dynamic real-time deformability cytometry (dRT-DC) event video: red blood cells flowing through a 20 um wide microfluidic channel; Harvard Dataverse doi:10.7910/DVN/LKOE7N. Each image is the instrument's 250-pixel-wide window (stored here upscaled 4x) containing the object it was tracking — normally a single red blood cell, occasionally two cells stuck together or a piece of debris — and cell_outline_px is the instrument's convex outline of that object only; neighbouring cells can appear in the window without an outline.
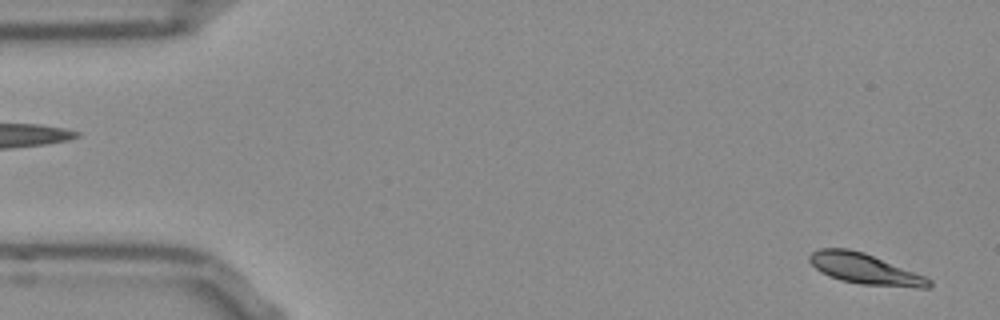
{"species": "Egyptian fruit bat (a non-hibernating species)", "species_latin": "Rousettus aegyptiacus", "temperature_condition": "room temperature", "stored_images_in_passage": 54, "segment_of_instrument_passage": [1, 2], "camera_frame_rate_fps": 3000, "um_per_image_px": 0.085, "frame": {"image": 1, "passage_image": 2, "time_ms": 0.333, "image_size_px": [1000, 320], "cell_outline_px": [[932, 284], [928, 288], [916, 288], [860, 284], [840, 280], [828, 276], [820, 272], [808, 260], [808, 256], [812, 252], [820, 248], [848, 248], [864, 252], [924, 276], [932, 280]], "centroid_in_image_um": [73.49, 22.86], "position_along_channel_um": 11.5, "area_um2": 21.33}}
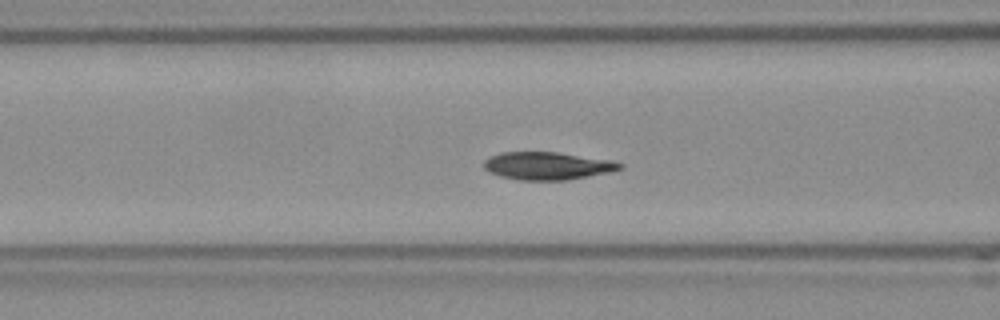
{"frame": {"image": 2, "passage_image": 20, "time_ms": 6.333, "image_size_px": [1000, 320], "cell_outline_px": [[624, 168], [612, 172], [568, 180], [520, 180], [500, 176], [484, 168], [484, 160], [500, 152], [556, 152], [612, 160], [624, 164]], "centroid_in_image_um": [46.59, 14.1], "position_along_channel_um": 120.0, "area_um2": 22.02}}
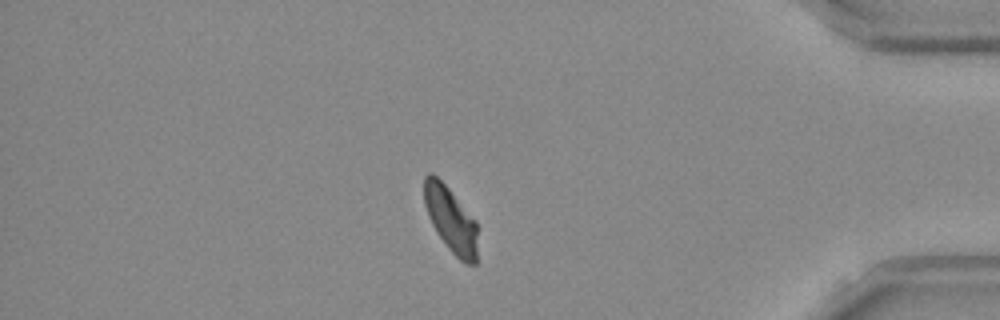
{"frame": {"image": 3, "passage_image": 45, "time_ms": 14.667, "image_size_px": [1000, 320], "cell_outline_px": [[476, 264], [468, 264], [460, 260], [448, 248], [436, 232], [428, 216], [424, 204], [424, 176], [428, 172], [432, 172], [448, 188], [476, 220]], "centroid_in_image_um": [38.29, 18.64], "position_along_channel_um": 396.9, "area_um2": 20.17}}